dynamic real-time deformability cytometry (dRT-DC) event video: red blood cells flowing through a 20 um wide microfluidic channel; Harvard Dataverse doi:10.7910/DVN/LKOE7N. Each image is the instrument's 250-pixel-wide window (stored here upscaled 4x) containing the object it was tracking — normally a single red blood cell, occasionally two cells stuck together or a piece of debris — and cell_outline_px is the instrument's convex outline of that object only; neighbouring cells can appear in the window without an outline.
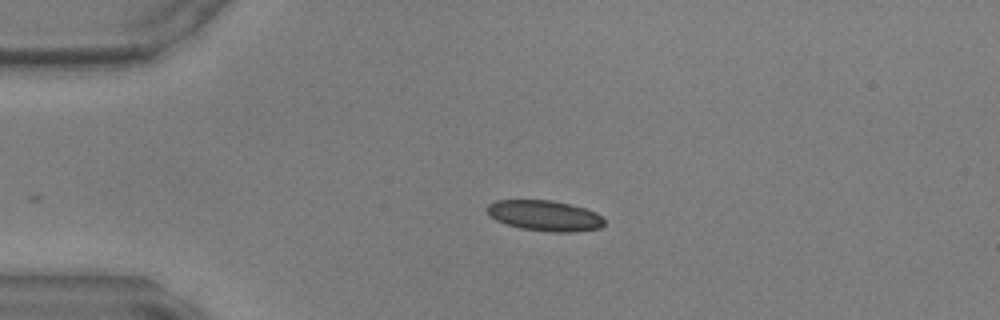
{"species": "common noctule bat (a hibernating species)", "species_latin": "Nyctalus noctula", "temperature_condition": "warm", "stored_images_in_passage": 29, "camera_frame_rate_fps": 3000, "um_per_image_px": 0.085, "animal": {"sex": "male", "body_mass_g": 17.9, "forearm_length_mm": 54.2}, "frame": {"image": 1, "passage_image": 1, "time_ms": 0.0, "image_size_px": [1000, 320], "cell_outline_px": [[604, 224], [600, 228], [572, 232], [552, 232], [520, 228], [496, 220], [488, 212], [488, 204], [496, 200], [552, 200], [584, 208], [596, 212], [604, 220]], "centroid_in_image_um": [46.32, 18.33], "position_along_channel_um": 38.7, "area_um2": 20.63}}
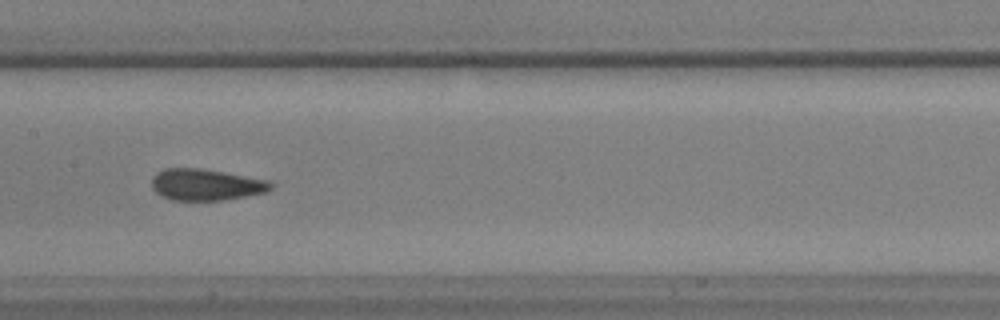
{"frame": {"image": 2, "passage_image": 14, "time_ms": 4.333, "image_size_px": [1000, 320], "cell_outline_px": [[276, 184], [268, 192], [224, 200], [172, 200], [160, 196], [152, 188], [152, 176], [156, 172], [164, 168], [200, 168], [272, 180]], "centroid_in_image_um": [17.55, 15.69], "position_along_channel_um": 189.9, "area_um2": 22.25}}
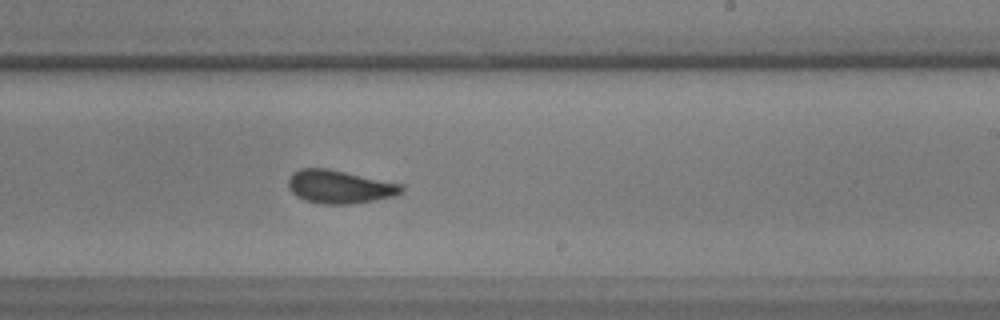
{"frame": {"image": 3, "passage_image": 19, "time_ms": 6.0, "image_size_px": [1000, 320], "cell_outline_px": [[404, 188], [396, 196], [352, 204], [324, 204], [304, 200], [296, 196], [288, 188], [288, 180], [292, 172], [300, 168], [328, 168], [404, 184]], "centroid_in_image_um": [28.86, 15.87], "position_along_channel_um": 260.1, "area_um2": 22.14}}